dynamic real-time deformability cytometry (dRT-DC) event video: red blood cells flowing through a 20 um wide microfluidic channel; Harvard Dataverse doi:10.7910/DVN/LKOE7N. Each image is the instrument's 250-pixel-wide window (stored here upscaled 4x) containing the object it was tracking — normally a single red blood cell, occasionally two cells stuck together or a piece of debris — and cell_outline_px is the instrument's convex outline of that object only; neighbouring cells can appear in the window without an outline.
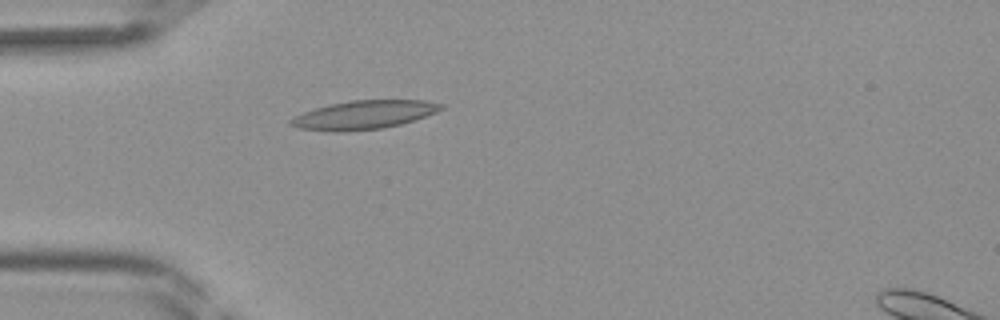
{"species": "Egyptian fruit bat (a non-hibernating species)", "species_latin": "Rousettus aegyptiacus", "temperature_condition": "room temperature", "stored_images_in_passage": 32, "camera_frame_rate_fps": 3000, "um_per_image_px": 0.085, "frame": {"image": 1, "passage_image": 2, "time_ms": 0.333, "image_size_px": [1000, 320], "cell_outline_px": [[444, 108], [436, 112], [400, 124], [380, 128], [344, 132], [336, 132], [296, 128], [288, 124], [288, 120], [304, 112], [328, 104], [352, 100], [424, 100], [444, 104]], "centroid_in_image_um": [30.89, 9.76], "position_along_channel_um": 54.1, "area_um2": 24.97}}
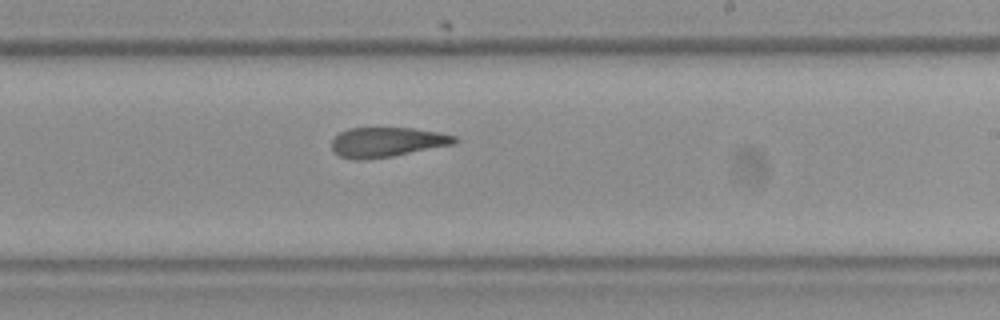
{"frame": {"image": 2, "passage_image": 15, "time_ms": 4.667, "image_size_px": [1000, 320], "cell_outline_px": [[460, 140], [456, 144], [392, 156], [364, 160], [352, 160], [340, 156], [332, 152], [332, 140], [340, 132], [348, 128], [412, 128], [440, 132], [456, 136]], "centroid_in_image_um": [32.91, 12.08], "position_along_channel_um": 256.1, "area_um2": 21.56}}
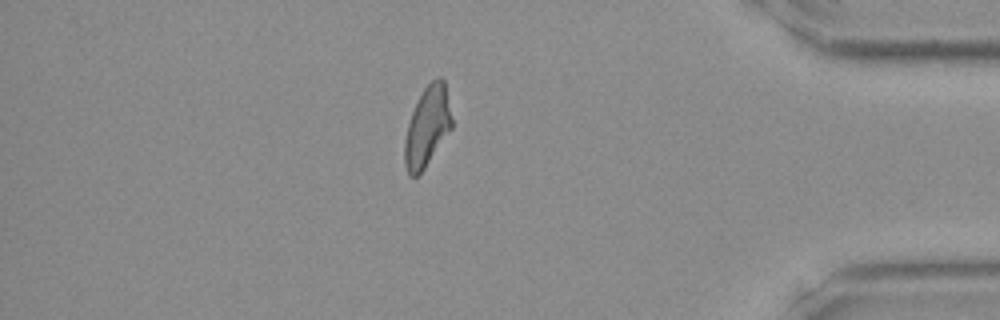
{"frame": {"image": 3, "passage_image": 26, "time_ms": 8.333, "image_size_px": [1000, 320], "cell_outline_px": [[452, 128], [424, 168], [416, 176], [408, 176], [404, 164], [404, 140], [408, 124], [412, 112], [424, 88], [432, 80], [440, 76], [444, 80], [452, 120]], "centroid_in_image_um": [36.3, 10.77], "position_along_channel_um": 398.9, "area_um2": 21.68}}